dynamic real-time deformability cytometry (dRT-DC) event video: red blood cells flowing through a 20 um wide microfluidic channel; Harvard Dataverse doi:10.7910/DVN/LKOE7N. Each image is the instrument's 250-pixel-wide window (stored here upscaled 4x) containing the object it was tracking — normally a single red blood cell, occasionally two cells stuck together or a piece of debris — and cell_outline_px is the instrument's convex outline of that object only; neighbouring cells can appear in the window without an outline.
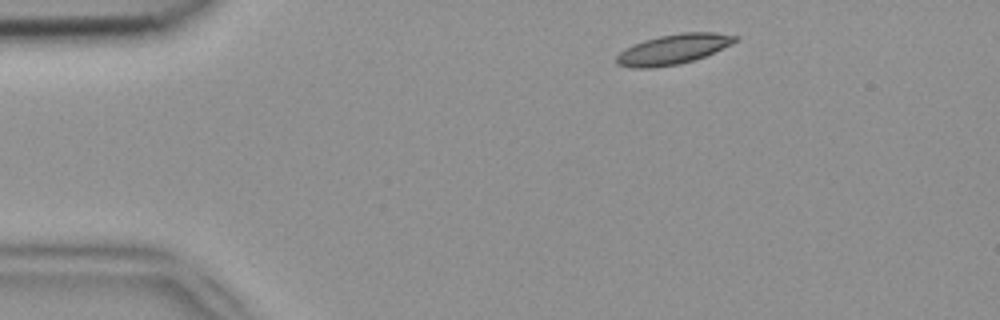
{"species": "common noctule bat (a hibernating species)", "species_latin": "Nyctalus noctula", "temperature_condition": "room temperature", "stored_images_in_passage": 44, "camera_frame_rate_fps": 3000, "um_per_image_px": 0.085, "animal": {"sex": "female", "body_mass_g": 18.4}, "frame": {"image": 1, "passage_image": 1, "time_ms": 0.0, "image_size_px": [1000, 320], "cell_outline_px": [[740, 40], [732, 44], [704, 56], [680, 64], [652, 68], [632, 68], [616, 64], [616, 56], [624, 48], [644, 40], [660, 36], [680, 32], [716, 32], [740, 36]], "centroid_in_image_um": [57.24, 4.18], "position_along_channel_um": 27.8, "area_um2": 20.87}}
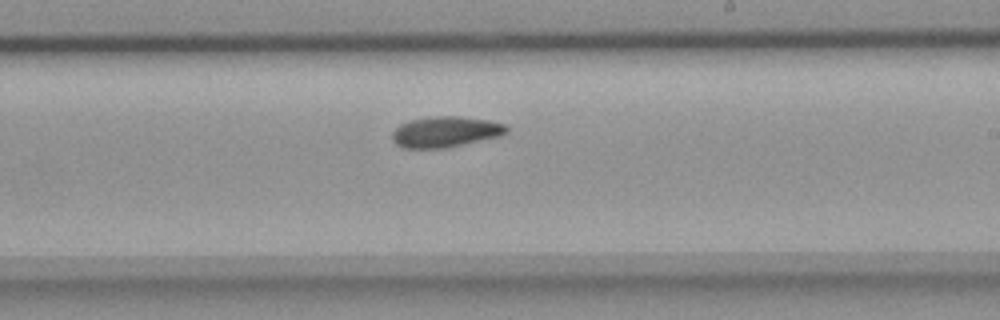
{"frame": {"image": 2, "passage_image": 23, "time_ms": 7.333, "image_size_px": [1000, 320], "cell_outline_px": [[508, 132], [500, 136], [444, 148], [404, 148], [396, 144], [392, 140], [392, 132], [400, 124], [408, 120], [432, 116], [460, 116], [488, 120], [504, 124], [508, 128]], "centroid_in_image_um": [37.84, 11.2], "position_along_channel_um": 251.2, "area_um2": 20.52}}
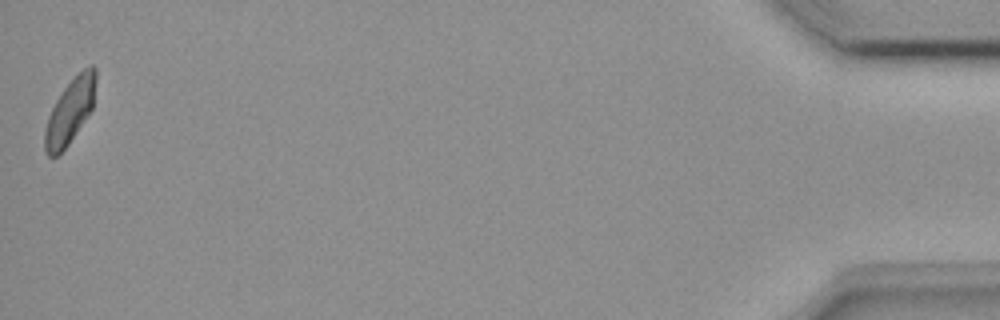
{"frame": {"image": 3, "passage_image": 44, "time_ms": 14.333, "image_size_px": [1000, 320], "cell_outline_px": [[96, 80], [92, 108], [68, 144], [56, 156], [48, 156], [44, 148], [44, 132], [48, 116], [60, 92], [84, 68], [92, 64], [96, 68]], "centroid_in_image_um": [5.94, 9.44], "position_along_channel_um": 429.3, "area_um2": 18.79}, "authors_computed_cell_mechanics": {"area_um2": 20.1722, "velocity_mm_per_s": 3.8861, "shape_relaxation_time_tau1_ms": 6.0951, "shape_relaxation_time_tau2_ms": 7.002, "deformation_change_tau1": 0.1495, "deformation_change_tau2": 0.1257}}